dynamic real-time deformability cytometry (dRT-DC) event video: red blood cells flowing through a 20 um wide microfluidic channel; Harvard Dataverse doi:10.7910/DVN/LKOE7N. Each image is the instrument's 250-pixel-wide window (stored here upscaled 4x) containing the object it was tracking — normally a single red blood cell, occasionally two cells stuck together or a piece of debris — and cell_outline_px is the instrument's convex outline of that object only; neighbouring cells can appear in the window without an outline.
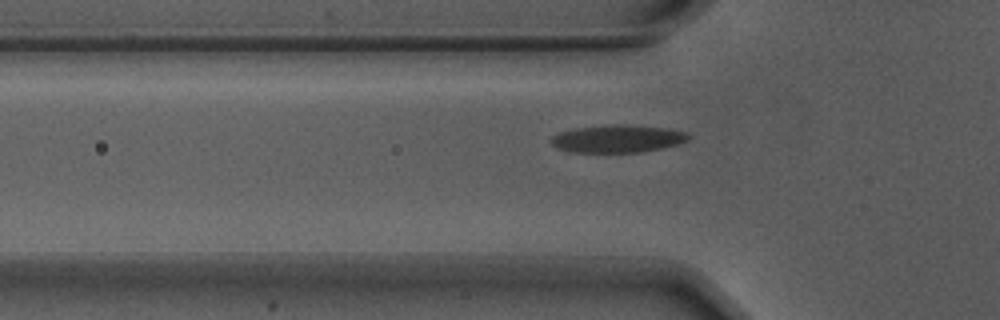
{"species": "Egyptian fruit bat (a non-hibernating species)", "species_latin": "Rousettus aegyptiacus", "temperature_condition": "warm", "stored_images_in_passage": 38, "camera_frame_rate_fps": 3000, "um_per_image_px": 0.085, "animal": {"sex": "male"}, "frame": {"image": 1, "passage_image": 5, "time_ms": 1.333, "image_size_px": [1000, 320], "cell_outline_px": [[692, 136], [688, 140], [676, 144], [660, 148], [640, 152], [568, 152], [552, 144], [548, 140], [552, 136], [560, 132], [576, 128], [620, 124], [624, 124], [668, 128], [688, 132]], "centroid_in_image_um": [52.51, 11.78], "position_along_channel_um": 73.3, "area_um2": 22.02}}
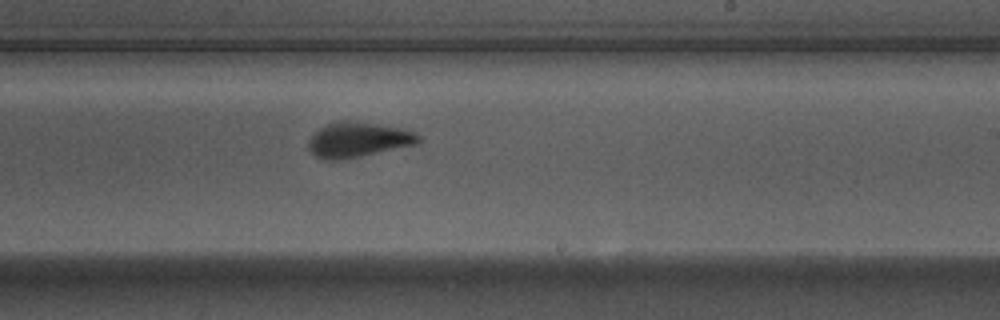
{"frame": {"image": 2, "passage_image": 20, "time_ms": 6.333, "image_size_px": [1000, 320], "cell_outline_px": [[420, 144], [360, 156], [336, 160], [328, 160], [316, 156], [308, 148], [308, 140], [320, 128], [336, 120], [348, 120], [380, 124], [400, 128], [416, 132], [420, 136]], "centroid_in_image_um": [30.48, 11.86], "position_along_channel_um": 258.5, "area_um2": 22.48}}
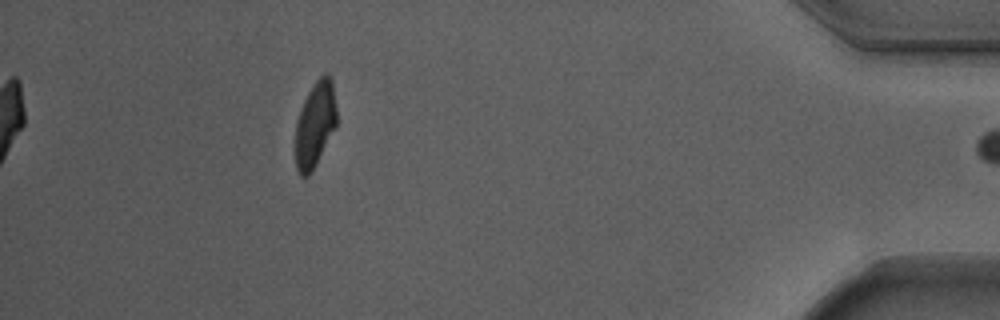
{"frame": {"image": 3, "passage_image": 37, "time_ms": 12.0, "image_size_px": [1000, 320], "cell_outline_px": [[336, 128], [316, 164], [308, 176], [300, 176], [296, 168], [296, 124], [304, 100], [308, 92], [316, 80], [324, 72], [328, 72], [332, 80], [336, 108]], "centroid_in_image_um": [26.8, 10.56], "position_along_channel_um": 408.4, "area_um2": 20.46}, "authors_computed_cell_mechanics": {"area_um2": 22.0218, "velocity_mm_per_s": 3.7009, "shape_relaxation_time_tau1_ms": 3.1735, "shape_relaxation_time_tau2_ms": 0.9896, "deformation_change_tau1": 0.1615, "deformation_change_tau2": 0.0817}}